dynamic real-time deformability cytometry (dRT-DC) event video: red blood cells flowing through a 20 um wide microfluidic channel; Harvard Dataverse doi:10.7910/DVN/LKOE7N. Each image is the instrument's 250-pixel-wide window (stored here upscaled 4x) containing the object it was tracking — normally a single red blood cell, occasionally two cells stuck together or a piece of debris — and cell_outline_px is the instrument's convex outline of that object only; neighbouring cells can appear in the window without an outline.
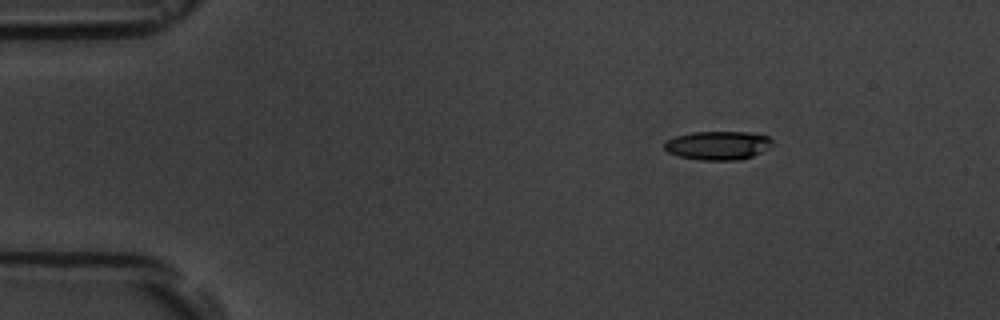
{"species": "common noctule bat (a hibernating species)", "species_latin": "Nyctalus noctula", "temperature_condition": "room temperature", "stored_images_in_passage": 4, "camera_frame_rate_fps": 3000, "um_per_image_px": 0.085, "animal": {"sex": "male", "body_mass_g": 19.5, "forearm_length_mm": 54.6}, "frame": {"image": 1, "passage_image": 1, "time_ms": 0.0, "image_size_px": [1000, 320], "cell_outline_px": [[772, 144], [768, 148], [752, 156], [740, 160], [700, 160], [680, 156], [668, 152], [664, 148], [664, 144], [668, 140], [676, 136], [692, 132], [748, 132], [768, 136], [772, 140]], "centroid_in_image_um": [61.03, 12.36], "position_along_channel_um": 24.0, "area_um2": 17.92}}
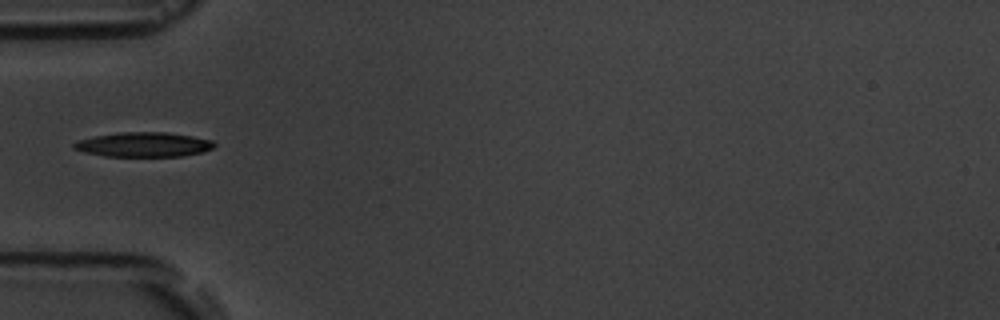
{"frame": {"image": 2, "passage_image": 4, "time_ms": 3.333, "image_size_px": [1000, 320], "cell_outline_px": [[216, 144], [212, 148], [204, 152], [180, 156], [104, 156], [84, 152], [72, 148], [72, 144], [76, 140], [96, 136], [120, 132], [168, 132], [192, 136], [212, 140]], "centroid_in_image_um": [12.2, 12.28], "position_along_channel_um": 72.8, "area_um2": 20.17}}